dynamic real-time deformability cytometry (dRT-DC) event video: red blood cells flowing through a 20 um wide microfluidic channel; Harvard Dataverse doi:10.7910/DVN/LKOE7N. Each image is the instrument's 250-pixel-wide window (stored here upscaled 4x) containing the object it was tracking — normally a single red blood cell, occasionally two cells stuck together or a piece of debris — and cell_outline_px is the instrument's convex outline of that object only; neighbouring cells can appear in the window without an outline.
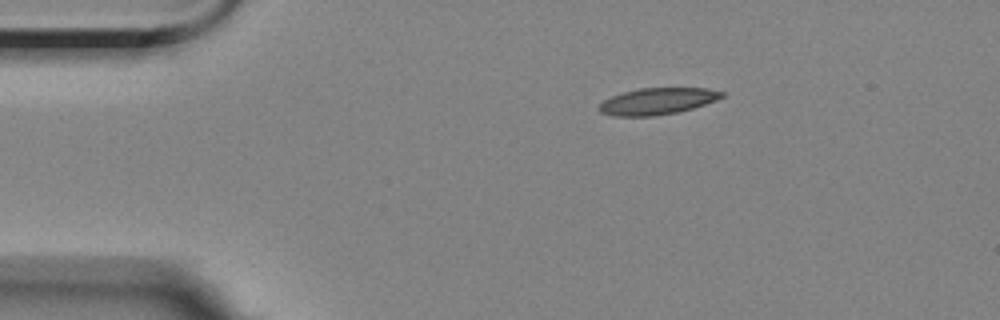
{"species": "Egyptian fruit bat (a non-hibernating species)", "species_latin": "Rousettus aegyptiacus", "temperature_condition": "room temperature", "stored_images_in_passage": 44, "camera_frame_rate_fps": 3000, "um_per_image_px": 0.085, "animal": {"sex": "female"}, "frame": {"image": 1, "passage_image": 1, "time_ms": 0.0, "image_size_px": [1000, 320], "cell_outline_px": [[724, 96], [716, 100], [692, 108], [676, 112], [652, 116], [612, 116], [600, 112], [600, 104], [604, 100], [612, 96], [624, 92], [640, 88], [708, 88], [724, 92]], "centroid_in_image_um": [55.88, 8.6], "position_along_channel_um": 29.1, "area_um2": 18.79}}
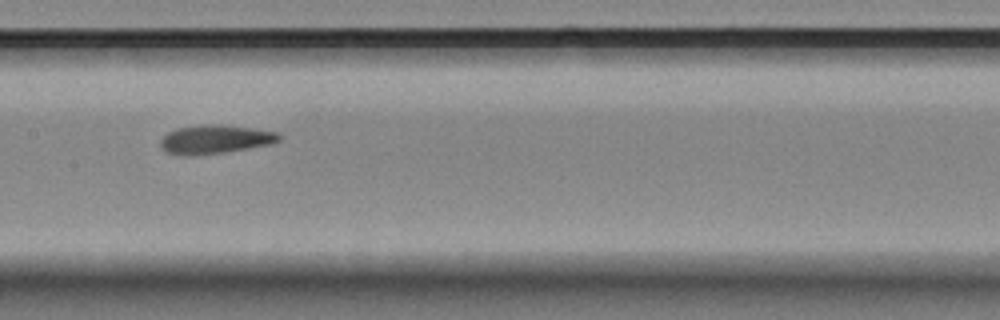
{"frame": {"image": 2, "passage_image": 19, "time_ms": 6.0, "image_size_px": [1000, 320], "cell_outline_px": [[284, 136], [280, 140], [272, 144], [224, 152], [196, 156], [180, 156], [164, 152], [160, 148], [160, 140], [168, 132], [176, 128], [204, 124], [220, 124], [252, 128], [280, 132]], "centroid_in_image_um": [18.28, 11.85], "position_along_channel_um": 189.1, "area_um2": 20.35}}
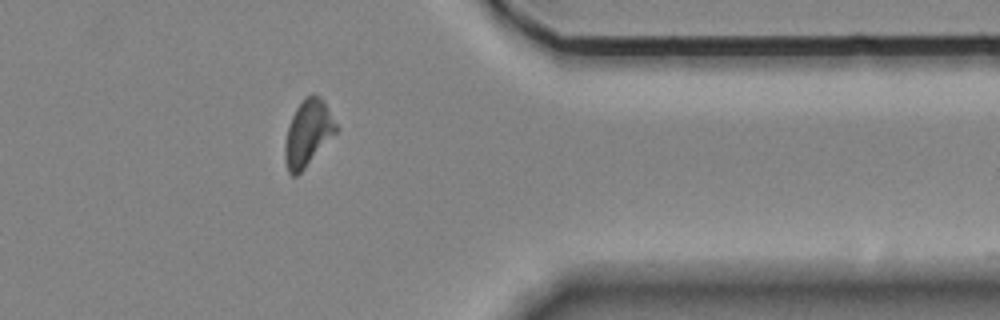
{"frame": {"image": 3, "passage_image": 37, "time_ms": 12.0, "image_size_px": [1000, 320], "cell_outline_px": [[336, 132], [304, 168], [296, 176], [292, 176], [288, 172], [284, 160], [284, 144], [288, 124], [296, 108], [304, 96], [320, 96], [324, 100], [336, 124]], "centroid_in_image_um": [26.13, 11.31], "position_along_channel_um": 385.3, "area_um2": 19.42}, "authors_computed_cell_mechanics": {"area_um2": 19.4497, "velocity_mm_per_s": 3.5033, "shape_relaxation_time_tau1_ms": null, "shape_relaxation_time_tau2_ms": 5.1877, "deformation_change_tau1": null, "deformation_change_tau2": 0.1089}}